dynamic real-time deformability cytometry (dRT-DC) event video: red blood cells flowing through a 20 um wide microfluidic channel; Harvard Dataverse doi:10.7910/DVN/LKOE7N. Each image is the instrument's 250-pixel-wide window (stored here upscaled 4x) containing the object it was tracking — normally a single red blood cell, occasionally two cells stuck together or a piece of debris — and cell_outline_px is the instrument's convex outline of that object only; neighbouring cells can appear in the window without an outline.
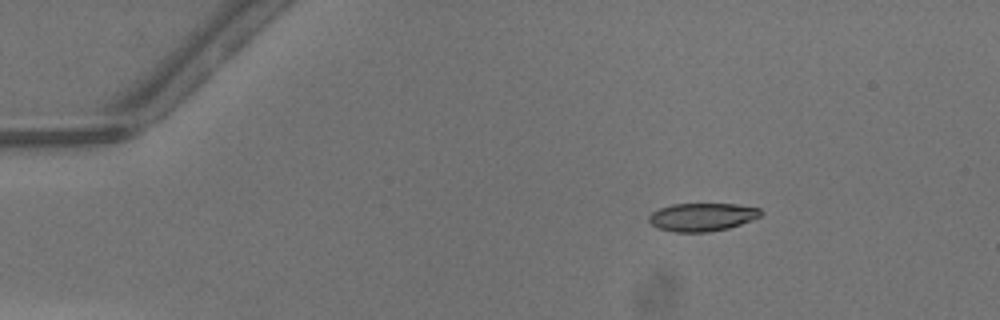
{"species": "common noctule bat (a hibernating species)", "species_latin": "Nyctalus noctula", "temperature_condition": "warm", "stored_images_in_passage": 42, "camera_frame_rate_fps": 3000, "um_per_image_px": 0.085, "animal": {"sex": "male", "body_mass_g": 13.3}, "frame": {"image": 1, "passage_image": 1, "time_ms": 0.0, "image_size_px": [1000, 320], "cell_outline_px": [[764, 212], [760, 216], [752, 220], [728, 228], [708, 232], [676, 232], [660, 228], [652, 224], [648, 220], [648, 216], [652, 212], [660, 208], [672, 204], [736, 204], [760, 208]], "centroid_in_image_um": [59.7, 18.44], "position_along_channel_um": 25.3, "area_um2": 18.26}}
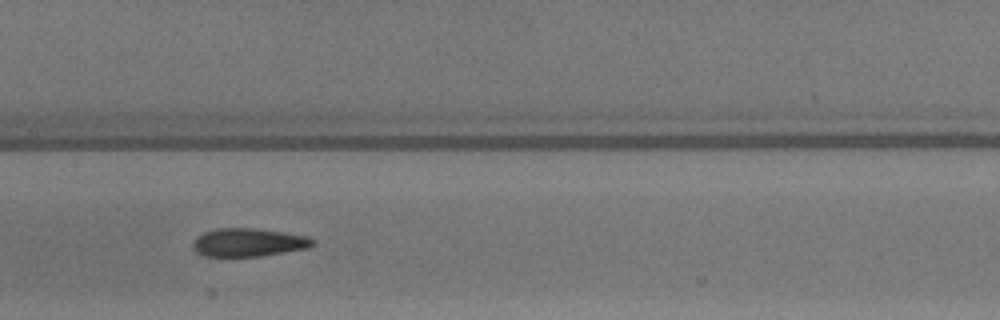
{"frame": {"image": 2, "passage_image": 18, "time_ms": 5.667, "image_size_px": [1000, 320], "cell_outline_px": [[316, 244], [308, 248], [260, 256], [204, 256], [196, 252], [192, 248], [192, 244], [196, 236], [204, 232], [216, 228], [256, 228], [308, 236], [316, 240]], "centroid_in_image_um": [21.12, 20.6], "position_along_channel_um": 186.3, "area_um2": 19.88}}
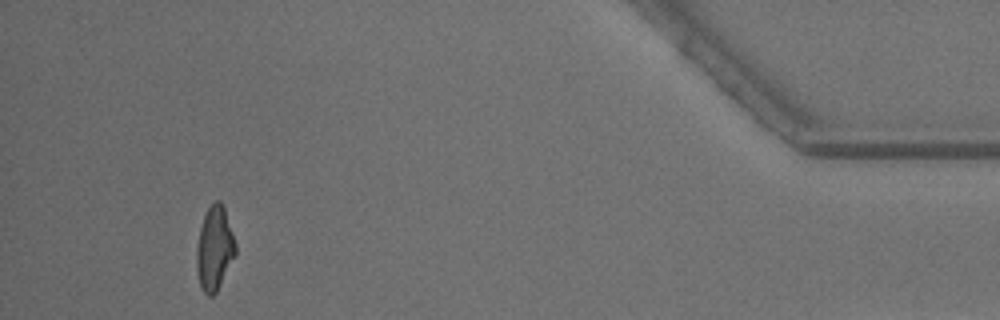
{"frame": {"image": 3, "passage_image": 39, "time_ms": 12.667, "image_size_px": [1000, 320], "cell_outline_px": [[236, 252], [216, 292], [212, 296], [208, 296], [204, 292], [200, 284], [196, 268], [196, 248], [200, 228], [204, 216], [208, 208], [216, 200], [220, 200], [224, 208], [236, 244]], "centroid_in_image_um": [18.22, 21.11], "position_along_channel_um": 417.0, "area_um2": 18.67}, "authors_computed_cell_mechanics": {"area_um2": 19.6809, "velocity_mm_per_s": 4.2839, "shape_relaxation_time_tau1_ms": 4.6234, "shape_relaxation_time_tau2_ms": 1.399, "deformation_change_tau1": 0.1716, "deformation_change_tau2": 0.103}}